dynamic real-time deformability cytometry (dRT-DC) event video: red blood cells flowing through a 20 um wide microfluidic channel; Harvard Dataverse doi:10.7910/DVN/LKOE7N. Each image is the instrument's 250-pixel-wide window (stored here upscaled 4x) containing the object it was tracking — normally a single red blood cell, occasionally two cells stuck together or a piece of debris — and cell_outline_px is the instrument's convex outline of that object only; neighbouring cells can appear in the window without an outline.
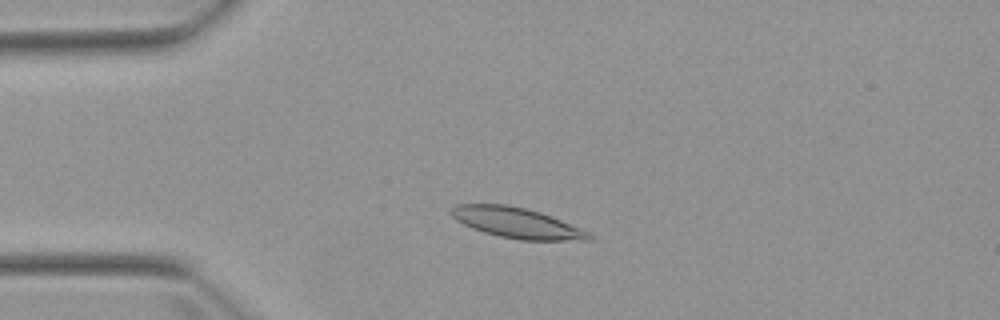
{"species": "Egyptian fruit bat (a non-hibernating species)", "species_latin": "Rousettus aegyptiacus", "temperature_condition": "warm", "stored_images_in_passage": 4, "camera_frame_rate_fps": 3000, "um_per_image_px": 0.085, "animal": {"sex": "female"}, "frame": {"image": 1, "passage_image": 3, "time_ms": 2.333, "image_size_px": [1000, 320], "cell_outline_px": [[592, 240], [520, 240], [500, 236], [484, 232], [472, 228], [456, 220], [448, 212], [456, 204], [508, 204], [540, 212], [552, 216], [580, 228], [588, 232], [592, 236]], "centroid_in_image_um": [43.9, 18.93], "position_along_channel_um": 41.1, "area_um2": 24.33}}